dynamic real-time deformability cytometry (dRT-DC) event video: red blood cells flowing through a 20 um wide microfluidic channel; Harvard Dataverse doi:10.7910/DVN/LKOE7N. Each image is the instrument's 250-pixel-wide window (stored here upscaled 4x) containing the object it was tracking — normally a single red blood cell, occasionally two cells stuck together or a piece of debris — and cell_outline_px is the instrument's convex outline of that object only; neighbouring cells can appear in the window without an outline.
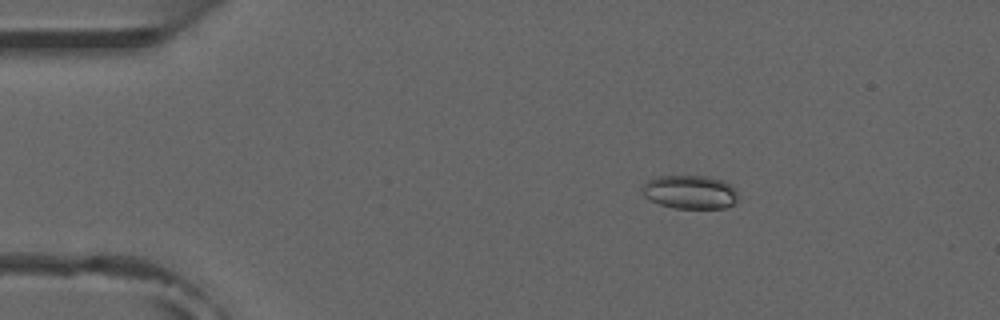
{"species": "common noctule bat (a hibernating species)", "species_latin": "Nyctalus noctula", "temperature_condition": "room temperature", "stored_images_in_passage": 4, "camera_frame_rate_fps": 3000, "um_per_image_px": 0.085, "animal": {"sex": "male", "forearm_length_mm": 52.5}, "frame": {"image": 1, "passage_image": 2, "time_ms": 1.0, "image_size_px": [1000, 320], "cell_outline_px": [[736, 200], [732, 204], [724, 208], [672, 208], [660, 204], [644, 196], [640, 188], [648, 180], [656, 176], [708, 176], [724, 180], [736, 188]], "centroid_in_image_um": [58.64, 16.31], "position_along_channel_um": 26.4, "area_um2": 18.84}}